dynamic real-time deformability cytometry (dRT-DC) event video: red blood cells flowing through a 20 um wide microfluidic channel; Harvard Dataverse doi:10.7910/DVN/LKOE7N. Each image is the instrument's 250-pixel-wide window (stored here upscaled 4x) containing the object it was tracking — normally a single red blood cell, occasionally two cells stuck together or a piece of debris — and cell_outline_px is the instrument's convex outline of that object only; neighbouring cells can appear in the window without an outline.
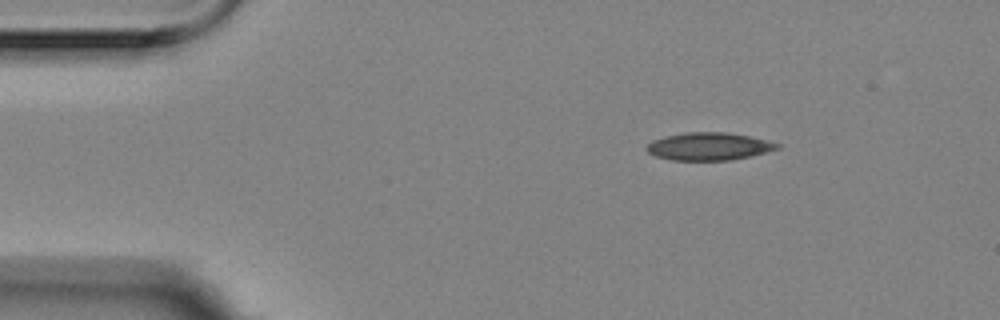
{"species": "Egyptian fruit bat (a non-hibernating species)", "species_latin": "Rousettus aegyptiacus", "temperature_condition": "room temperature", "stored_images_in_passage": 13, "camera_frame_rate_fps": 3000, "um_per_image_px": 0.085, "animal": {"sex": "female"}, "frame": {"image": 1, "passage_image": 1, "time_ms": 0.0, "image_size_px": [1000, 320], "cell_outline_px": [[780, 148], [732, 160], [672, 160], [656, 156], [648, 152], [644, 148], [652, 140], [664, 136], [688, 132], [728, 132], [748, 136], [780, 144]], "centroid_in_image_um": [60.2, 12.44], "position_along_channel_um": 24.8, "area_um2": 20.87}}
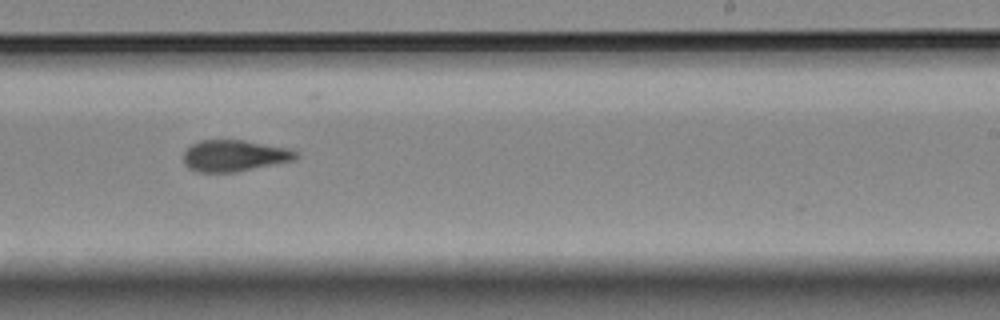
{"frame": {"image": 2, "passage_image": 8, "time_ms": 2.333, "image_size_px": [1000, 320], "cell_outline_px": [[300, 156], [292, 160], [236, 172], [196, 172], [188, 168], [184, 164], [184, 152], [192, 144], [200, 140], [244, 140], [292, 148]], "centroid_in_image_um": [19.92, 13.23], "position_along_channel_um": 269.1, "area_um2": 20.63}}
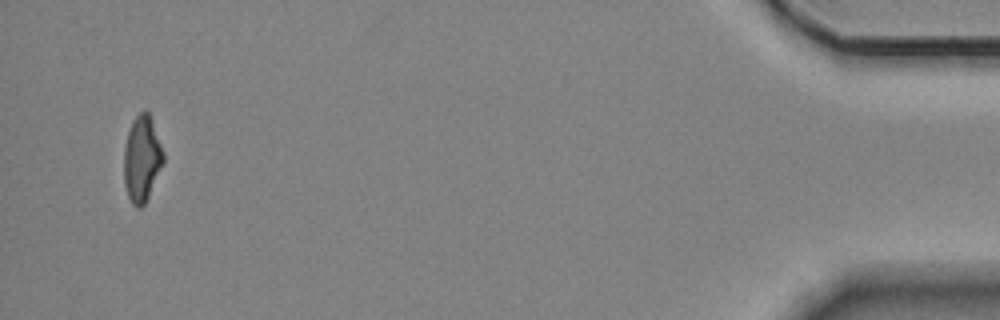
{"frame": {"image": 3, "passage_image": 13, "time_ms": 4.0, "image_size_px": [1000, 320], "cell_outline_px": [[164, 164], [144, 204], [140, 208], [136, 208], [132, 204], [128, 196], [124, 184], [124, 148], [128, 132], [132, 120], [140, 112], [148, 112], [152, 120], [164, 152]], "centroid_in_image_um": [12.06, 13.51], "position_along_channel_um": 423.1, "area_um2": 19.77}}